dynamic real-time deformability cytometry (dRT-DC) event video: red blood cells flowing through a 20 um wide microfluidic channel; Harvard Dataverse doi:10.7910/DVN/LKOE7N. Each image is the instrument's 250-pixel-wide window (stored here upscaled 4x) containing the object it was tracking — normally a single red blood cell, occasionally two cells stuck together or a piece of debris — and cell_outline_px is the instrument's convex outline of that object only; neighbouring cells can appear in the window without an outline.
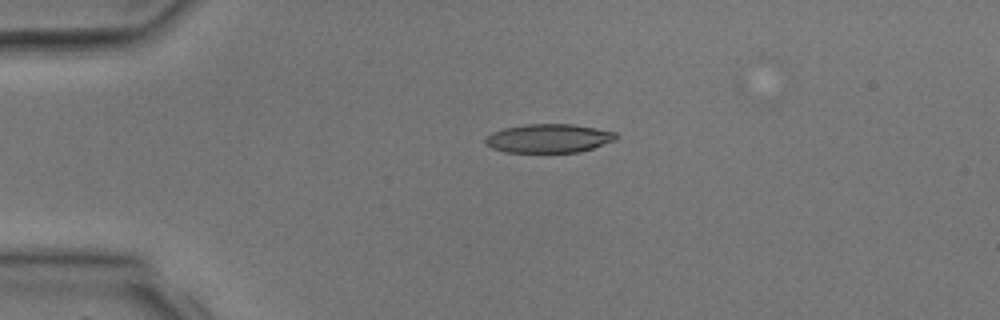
{"species": "common noctule bat (a hibernating species)", "species_latin": "Nyctalus noctula", "temperature_condition": "room temperature", "stored_images_in_passage": 3, "camera_frame_rate_fps": 3000, "um_per_image_px": 0.085, "animal": {"sex": "male", "body_mass_g": 17.9, "forearm_length_mm": 54.2}, "frame": {"image": 1, "passage_image": 3, "time_ms": 2.667, "image_size_px": [1000, 320], "cell_outline_px": [[620, 136], [616, 140], [580, 152], [504, 152], [492, 148], [484, 144], [484, 140], [492, 132], [504, 128], [524, 124], [572, 124], [596, 128], [616, 132]], "centroid_in_image_um": [46.65, 11.76], "position_along_channel_um": 38.4, "area_um2": 22.02}}